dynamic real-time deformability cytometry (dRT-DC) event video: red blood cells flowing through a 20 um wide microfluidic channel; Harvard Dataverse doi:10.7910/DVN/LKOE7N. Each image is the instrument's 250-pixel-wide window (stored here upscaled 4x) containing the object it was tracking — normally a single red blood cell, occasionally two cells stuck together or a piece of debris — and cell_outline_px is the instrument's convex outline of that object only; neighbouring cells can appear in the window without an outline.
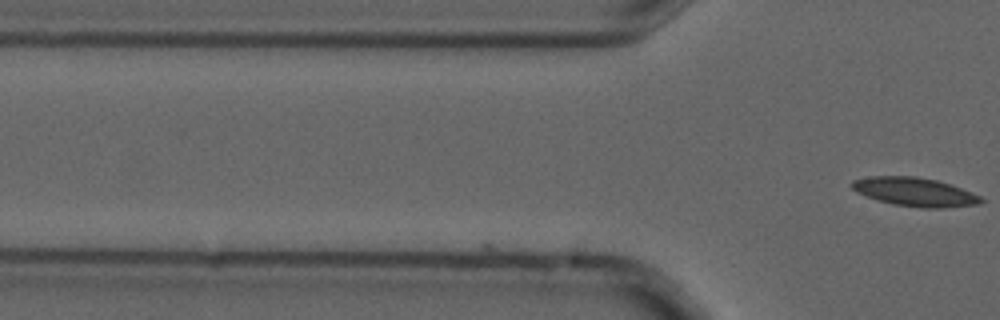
{"species": "common noctule bat (a hibernating species)", "species_latin": "Nyctalus noctula", "temperature_condition": "cold", "stored_images_in_passage": 3, "camera_frame_rate_fps": 3000, "um_per_image_px": 0.085, "animal": {"sex": "male", "forearm_length_mm": 52.5}, "frame": {"image": 1, "passage_image": 3, "time_ms": 0.667, "image_size_px": [1000, 320], "cell_outline_px": [[984, 200], [980, 204], [944, 208], [920, 208], [892, 204], [876, 200], [856, 192], [852, 188], [852, 180], [872, 176], [916, 176], [936, 180], [972, 192], [980, 196]], "centroid_in_image_um": [77.75, 16.32], "position_along_channel_um": 48.0, "area_um2": 21.62}}